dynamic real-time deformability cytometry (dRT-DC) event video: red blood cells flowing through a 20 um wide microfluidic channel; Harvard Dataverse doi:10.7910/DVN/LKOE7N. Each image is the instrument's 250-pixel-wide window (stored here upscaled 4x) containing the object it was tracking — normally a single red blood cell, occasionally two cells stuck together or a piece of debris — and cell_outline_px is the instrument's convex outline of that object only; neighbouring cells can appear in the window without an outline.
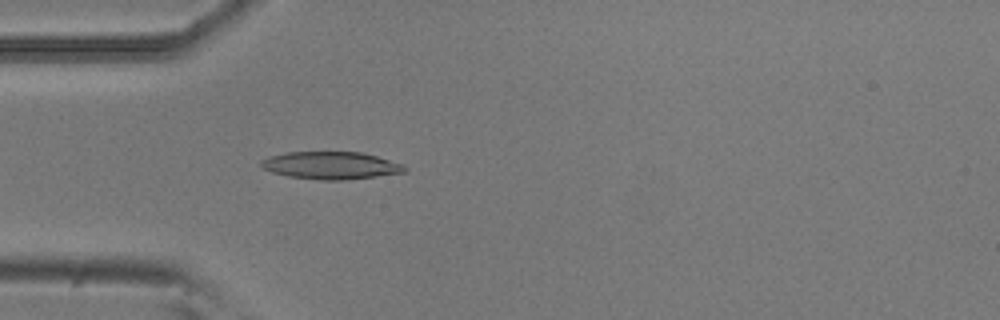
{"species": "common noctule bat (a hibernating species)", "species_latin": "Nyctalus noctula", "temperature_condition": "room temperature", "stored_images_in_passage": 53, "camera_frame_rate_fps": 3000, "um_per_image_px": 0.085, "animal": {"sex": "male", "body_mass_g": 20.5, "forearm_length_mm": 52.5}, "frame": {"image": 1, "passage_image": 15, "time_ms": 4.667, "image_size_px": [1000, 320], "cell_outline_px": [[408, 168], [404, 172], [376, 176], [344, 180], [320, 180], [288, 176], [272, 172], [264, 168], [260, 164], [260, 160], [268, 156], [288, 152], [360, 152], [376, 156], [404, 164]], "centroid_in_image_um": [28.12, 14.06], "position_along_channel_um": 56.9, "area_um2": 22.95}}
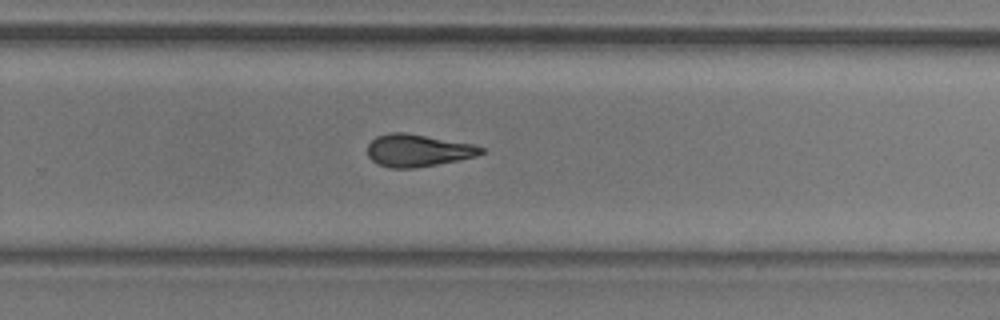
{"frame": {"image": 2, "passage_image": 34, "time_ms": 11.0, "image_size_px": [1000, 320], "cell_outline_px": [[484, 152], [476, 156], [460, 160], [416, 168], [392, 168], [376, 164], [368, 156], [368, 144], [376, 136], [388, 132], [404, 132], [472, 144], [484, 148]], "centroid_in_image_um": [35.49, 12.79], "position_along_channel_um": 294.3, "area_um2": 21.44}}
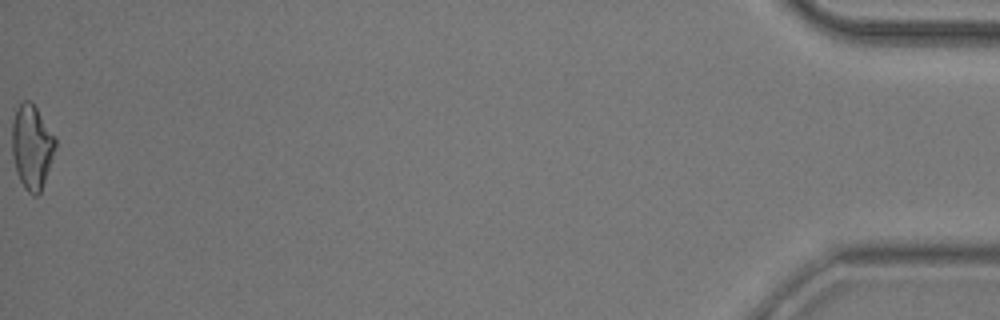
{"frame": {"image": 3, "passage_image": 53, "time_ms": 17.333, "image_size_px": [1000, 320], "cell_outline_px": [[56, 144], [40, 192], [36, 196], [32, 196], [24, 188], [16, 172], [12, 156], [12, 120], [16, 108], [24, 100], [28, 100], [36, 108], [56, 136]], "centroid_in_image_um": [2.68, 12.47], "position_along_channel_um": 432.5, "area_um2": 21.1}, "authors_computed_cell_mechanics": {"area_um2": 21.4438, "velocity_mm_per_s": 3.7997, "shape_relaxation_time_tau1_ms": 6.1657, "shape_relaxation_time_tau2_ms": 3.6998, "deformation_change_tau1": 0.173, "deformation_change_tau2": 0.1317}}